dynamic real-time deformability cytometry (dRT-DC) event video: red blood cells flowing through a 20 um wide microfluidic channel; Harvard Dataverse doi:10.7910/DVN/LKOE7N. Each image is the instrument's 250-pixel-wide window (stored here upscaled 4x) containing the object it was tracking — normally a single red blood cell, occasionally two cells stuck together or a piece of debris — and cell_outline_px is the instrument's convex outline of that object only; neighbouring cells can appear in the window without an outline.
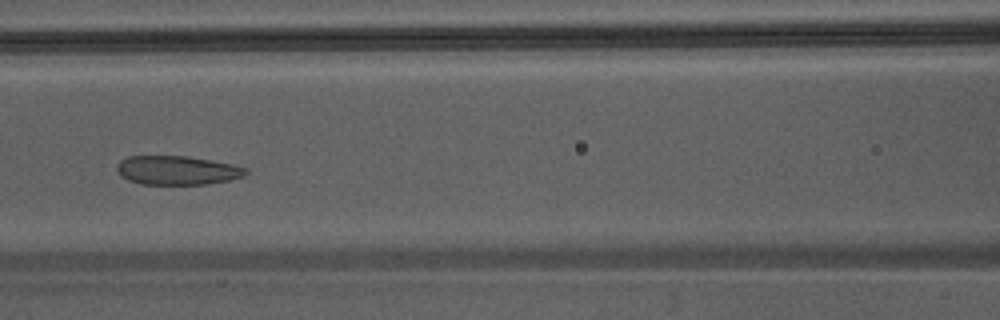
{"species": "Egyptian fruit bat (a non-hibernating species)", "species_latin": "Rousettus aegyptiacus", "temperature_condition": "warm", "stored_images_in_passage": 45, "camera_frame_rate_fps": 3000, "um_per_image_px": 0.085, "animal": {"sex": "male"}, "frame": {"image": 1, "passage_image": 20, "time_ms": 6.333, "image_size_px": [1000, 320], "cell_outline_px": [[248, 172], [244, 176], [228, 180], [208, 184], [140, 184], [128, 180], [120, 176], [116, 168], [116, 164], [120, 160], [128, 156], [188, 156], [212, 160], [232, 164], [248, 168]], "centroid_in_image_um": [15.04, 14.47], "position_along_channel_um": 151.6, "area_um2": 21.91}}